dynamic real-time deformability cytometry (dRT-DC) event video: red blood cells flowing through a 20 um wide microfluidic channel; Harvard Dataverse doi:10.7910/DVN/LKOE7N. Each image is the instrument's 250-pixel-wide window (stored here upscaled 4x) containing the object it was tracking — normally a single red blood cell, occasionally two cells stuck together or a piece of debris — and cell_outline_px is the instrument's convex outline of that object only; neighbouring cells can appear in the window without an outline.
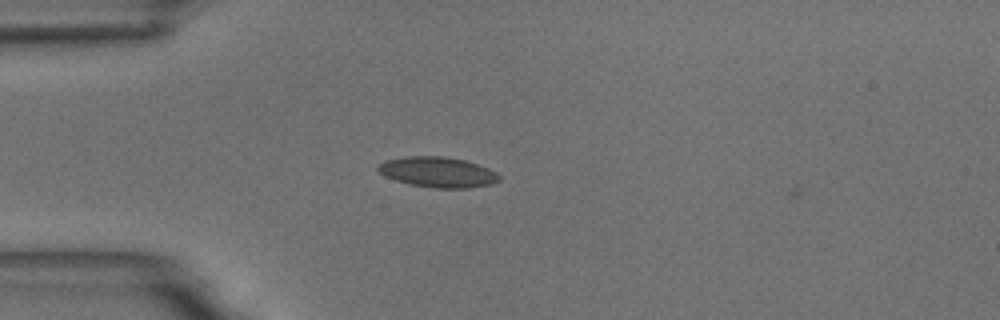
{"species": "common noctule bat (a hibernating species)", "species_latin": "Nyctalus noctula", "temperature_condition": "room temperature", "stored_images_in_passage": 39, "camera_frame_rate_fps": 3000, "um_per_image_px": 0.085, "animal": {"sex": "male", "body_mass_g": 18.8}, "frame": {"image": 1, "passage_image": 3, "time_ms": 0.667, "image_size_px": [1000, 320], "cell_outline_px": [[500, 180], [492, 184], [468, 188], [432, 188], [408, 184], [384, 176], [376, 168], [384, 160], [404, 156], [444, 156], [464, 160], [488, 168], [496, 172], [500, 176]], "centroid_in_image_um": [37.19, 14.63], "position_along_channel_um": 47.8, "area_um2": 21.56}}
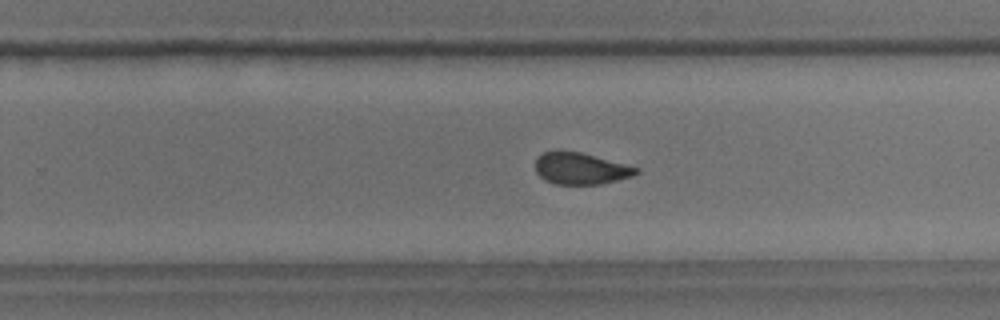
{"frame": {"image": 2, "passage_image": 23, "time_ms": 7.333, "image_size_px": [1000, 320], "cell_outline_px": [[640, 172], [632, 176], [600, 184], [556, 184], [544, 180], [536, 172], [536, 156], [544, 152], [556, 148], [580, 152], [640, 168]], "centroid_in_image_um": [49.31, 14.29], "position_along_channel_um": 280.5, "area_um2": 18.84}}
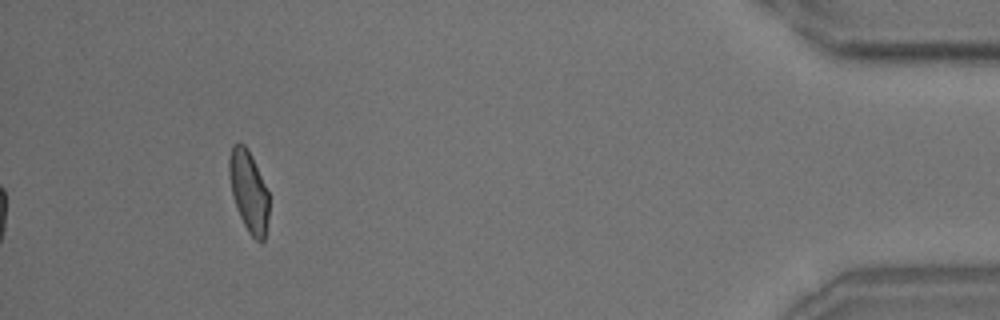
{"frame": {"image": 3, "passage_image": 39, "time_ms": 12.667, "image_size_px": [1000, 320], "cell_outline_px": [[268, 220], [264, 240], [260, 244], [248, 232], [240, 216], [232, 192], [228, 176], [228, 160], [232, 144], [240, 140], [248, 148], [252, 156], [268, 192]], "centroid_in_image_um": [21.12, 16.21], "position_along_channel_um": 414.1, "area_um2": 18.9}, "authors_computed_cell_mechanics": {"area_um2": 19.7098, "velocity_mm_per_s": 3.698, "shape_relaxation_time_tau1_ms": 4.5799, "shape_relaxation_time_tau2_ms": 1.4054, "deformation_change_tau1": 0.1105, "deformation_change_tau2": 0.0647}}